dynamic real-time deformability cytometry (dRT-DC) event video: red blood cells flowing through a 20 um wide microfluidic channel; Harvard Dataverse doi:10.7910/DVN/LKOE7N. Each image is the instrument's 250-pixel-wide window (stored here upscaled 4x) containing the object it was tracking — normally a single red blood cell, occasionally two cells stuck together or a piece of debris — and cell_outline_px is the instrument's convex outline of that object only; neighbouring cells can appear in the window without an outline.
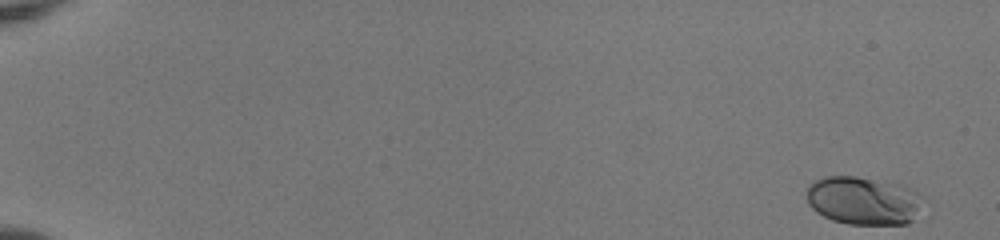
{"species": "human", "species_latin": "Homo sapiens", "temperature_condition": "room temperature", "stored_images_in_passage": 52, "camera_frame_rate_fps": 3000, "um_per_image_px": 0.085, "donor": {"sex": "female"}, "frame": {"image": 1, "passage_image": 1, "time_ms": 0.0, "image_size_px": [1000, 240], "cell_outline_px": [[928, 200], [912, 220], [908, 224], [848, 224], [832, 220], [816, 212], [808, 204], [808, 184], [824, 176], [856, 176], [896, 180], [916, 188]], "centroid_in_image_um": [73.52, 17.01], "position_along_channel_um": 11.5, "area_um2": 34.1}}
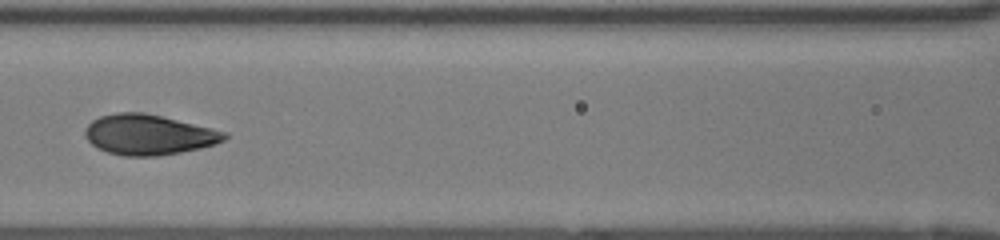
{"frame": {"image": 2, "passage_image": 26, "time_ms": 8.333, "image_size_px": [1000, 240], "cell_outline_px": [[228, 136], [224, 140], [200, 148], [180, 152], [156, 156], [124, 156], [108, 152], [96, 148], [84, 136], [84, 128], [92, 120], [100, 116], [116, 112], [140, 112], [160, 116], [212, 128], [228, 132]], "centroid_in_image_um": [12.59, 11.45], "position_along_channel_um": 154.0, "area_um2": 32.6}}
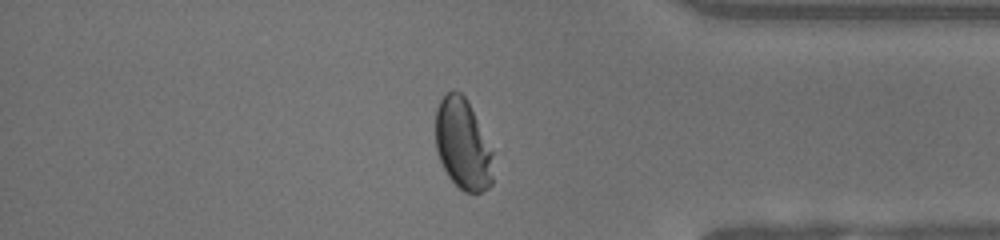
{"frame": {"image": 3, "passage_image": 45, "time_ms": 14.667, "image_size_px": [1000, 240], "cell_outline_px": [[492, 184], [488, 188], [480, 192], [464, 192], [448, 176], [440, 160], [436, 148], [436, 108], [440, 100], [452, 88], [456, 88], [464, 96], [492, 152]], "centroid_in_image_um": [39.31, 12.27], "position_along_channel_um": 395.9, "area_um2": 29.88}, "authors_computed_cell_mechanics": {"area_um2": 32.0212, "velocity_mm_per_s": 4.0179, "shape_relaxation_time_tau1_ms": 4.7516, "shape_relaxation_time_tau2_ms": null, "deformation_change_tau1": 0.1999, "deformation_change_tau2": null}}